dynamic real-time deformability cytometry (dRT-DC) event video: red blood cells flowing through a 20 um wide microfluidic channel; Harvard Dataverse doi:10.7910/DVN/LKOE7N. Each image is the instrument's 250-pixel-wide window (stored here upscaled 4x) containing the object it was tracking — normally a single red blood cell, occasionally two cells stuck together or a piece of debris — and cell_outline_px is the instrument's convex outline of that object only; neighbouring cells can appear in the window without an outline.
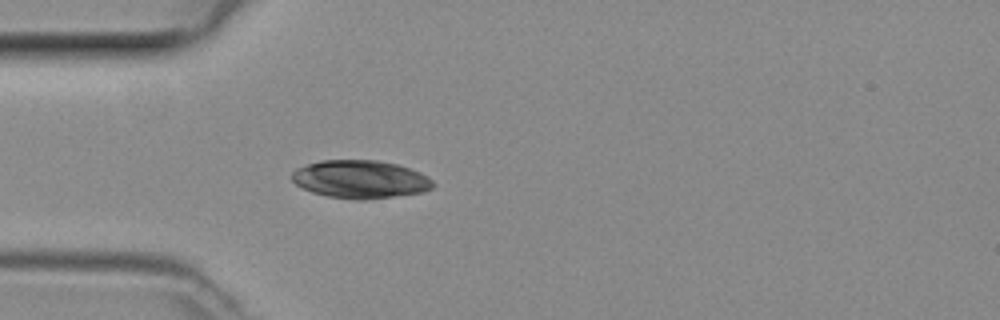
{"species": "common noctule bat (a hibernating species)", "species_latin": "Nyctalus noctula", "temperature_condition": "room temperature", "stored_images_in_passage": 26, "camera_frame_rate_fps": 3000, "um_per_image_px": 0.085, "animal": {"sex": "female", "body_mass_g": 29.2, "forearm_length_mm": 56.3}, "frame": {"image": 1, "passage_image": 5, "time_ms": 1.333, "image_size_px": [1000, 320], "cell_outline_px": [[436, 184], [432, 188], [424, 192], [364, 200], [356, 200], [328, 196], [312, 192], [296, 184], [292, 180], [292, 172], [296, 168], [320, 160], [376, 160], [396, 164], [420, 172], [428, 176]], "centroid_in_image_um": [30.64, 15.24], "position_along_channel_um": 54.4, "area_um2": 31.27}}
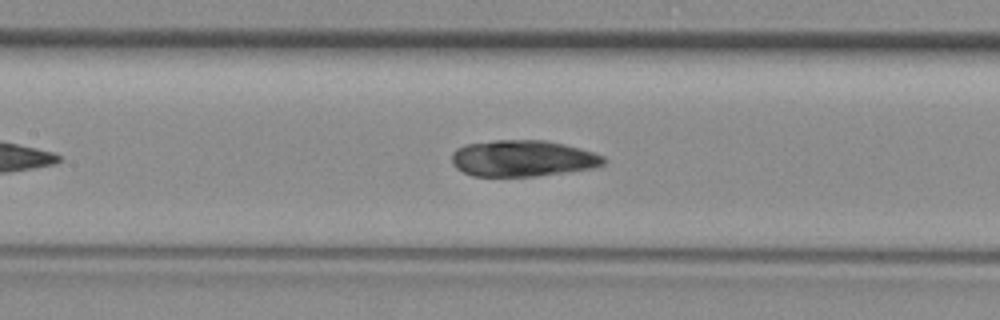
{"frame": {"image": 2, "passage_image": 13, "time_ms": 4.0, "image_size_px": [1000, 320], "cell_outline_px": [[608, 160], [604, 164], [596, 168], [568, 172], [536, 176], [472, 176], [456, 168], [452, 164], [452, 152], [456, 148], [464, 144], [496, 140], [544, 140], [564, 144], [580, 148], [604, 156]], "centroid_in_image_um": [44.44, 13.46], "position_along_channel_um": 163.0, "area_um2": 32.48}}
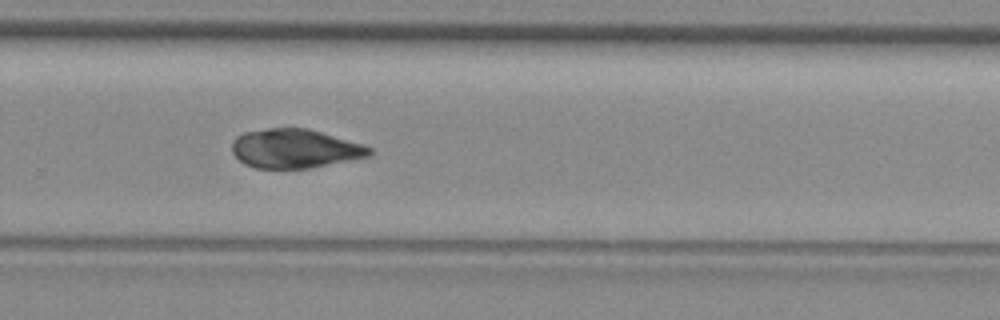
{"frame": {"image": 3, "passage_image": 23, "time_ms": 7.333, "image_size_px": [1000, 320], "cell_outline_px": [[372, 156], [308, 168], [256, 168], [244, 164], [232, 152], [232, 140], [236, 136], [244, 132], [268, 128], [308, 128], [364, 144], [372, 148]], "centroid_in_image_um": [25.08, 12.62], "position_along_channel_um": 304.7, "area_um2": 31.39}}